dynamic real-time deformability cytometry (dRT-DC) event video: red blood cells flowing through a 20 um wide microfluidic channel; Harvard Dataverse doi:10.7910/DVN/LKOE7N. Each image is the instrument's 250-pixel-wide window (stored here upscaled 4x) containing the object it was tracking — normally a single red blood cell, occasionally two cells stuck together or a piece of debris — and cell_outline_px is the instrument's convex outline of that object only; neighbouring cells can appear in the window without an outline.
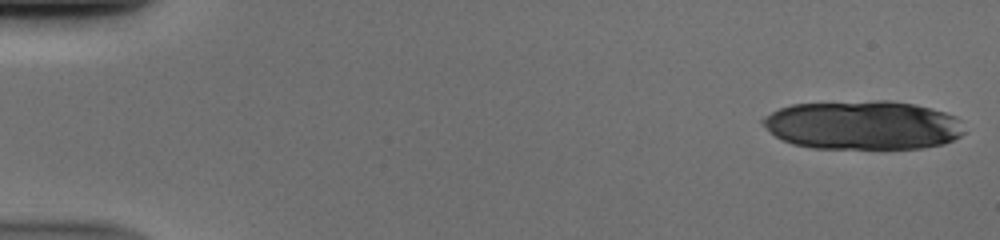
{"species": "human", "species_latin": "Homo sapiens", "temperature_condition": "cold", "stored_images_in_passage": 16, "camera_frame_rate_fps": 3000, "um_per_image_px": 0.085, "donor": {"sex": "male"}, "frame": {"image": 1, "passage_image": 1, "time_ms": 0.0, "image_size_px": [1000, 240], "cell_outline_px": [[964, 132], [960, 136], [944, 144], [924, 148], [812, 148], [792, 144], [776, 136], [760, 120], [764, 116], [780, 108], [792, 104], [876, 100], [888, 100], [916, 104], [932, 108], [956, 116], [960, 120]], "centroid_in_image_um": [73.38, 10.63], "position_along_channel_um": 11.6, "area_um2": 57.51}}